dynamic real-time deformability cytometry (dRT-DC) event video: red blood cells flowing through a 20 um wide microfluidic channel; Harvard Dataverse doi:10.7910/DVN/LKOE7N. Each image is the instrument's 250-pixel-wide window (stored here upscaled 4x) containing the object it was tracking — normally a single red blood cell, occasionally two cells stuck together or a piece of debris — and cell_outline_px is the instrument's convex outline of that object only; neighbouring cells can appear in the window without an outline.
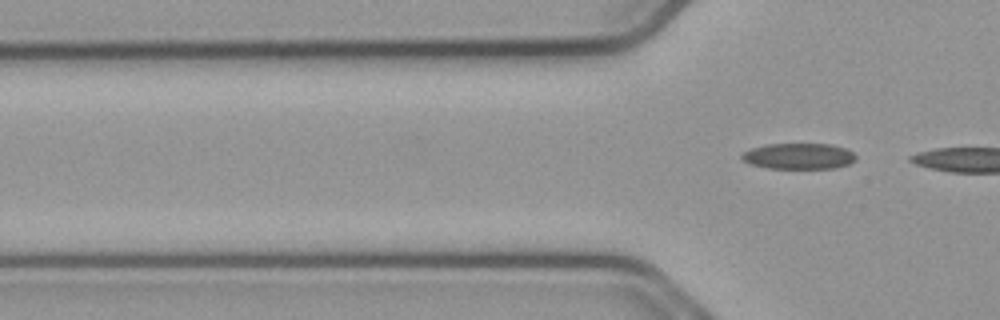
{"species": "common noctule bat (a hibernating species)", "species_latin": "Nyctalus noctula", "temperature_condition": "cold", "stored_images_in_passage": 3, "camera_frame_rate_fps": 3000, "um_per_image_px": 0.085, "animal": {"sex": "male", "body_mass_g": 23.1, "forearm_length_mm": 52.7}, "frame": {"image": 1, "passage_image": 3, "time_ms": 0.667, "image_size_px": [1000, 320], "cell_outline_px": [[856, 160], [848, 164], [832, 168], [768, 168], [748, 164], [740, 160], [740, 156], [744, 152], [752, 148], [768, 144], [832, 144], [844, 148], [852, 152], [856, 156]], "centroid_in_image_um": [67.85, 13.27], "position_along_channel_um": 57.9, "area_um2": 17.22}}